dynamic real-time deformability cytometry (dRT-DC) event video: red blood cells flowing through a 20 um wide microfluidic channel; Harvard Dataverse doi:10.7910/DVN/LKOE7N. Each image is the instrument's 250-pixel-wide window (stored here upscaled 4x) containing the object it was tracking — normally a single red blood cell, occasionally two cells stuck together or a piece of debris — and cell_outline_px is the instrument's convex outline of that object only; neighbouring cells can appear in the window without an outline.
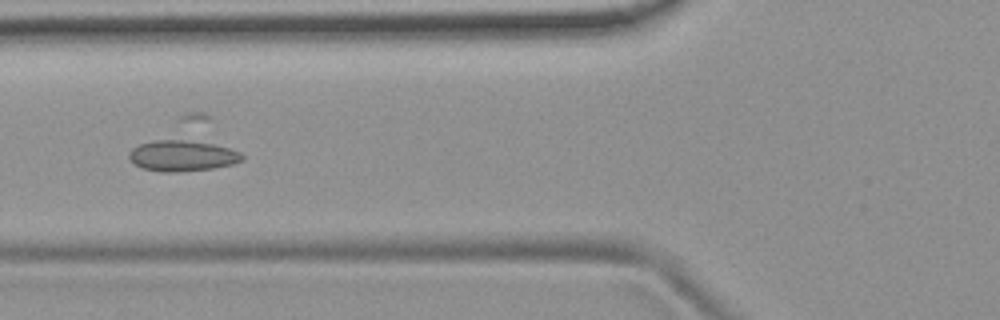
{"species": "common noctule bat (a hibernating species)", "species_latin": "Nyctalus noctula", "temperature_condition": "room temperature", "stored_images_in_passage": 11, "camera_frame_rate_fps": 3000, "um_per_image_px": 0.085, "animal": {"sex": "female", "body_mass_g": 19.9}, "frame": {"image": 1, "passage_image": 6, "time_ms": 7.0, "image_size_px": [1000, 320], "cell_outline_px": [[244, 160], [232, 164], [212, 168], [180, 172], [160, 172], [144, 168], [136, 164], [128, 156], [128, 152], [132, 148], [140, 144], [156, 140], [184, 140], [212, 144], [228, 148], [240, 152], [244, 156]], "centroid_in_image_um": [15.49, 13.25], "position_along_channel_um": 110.3, "area_um2": 20.11}}
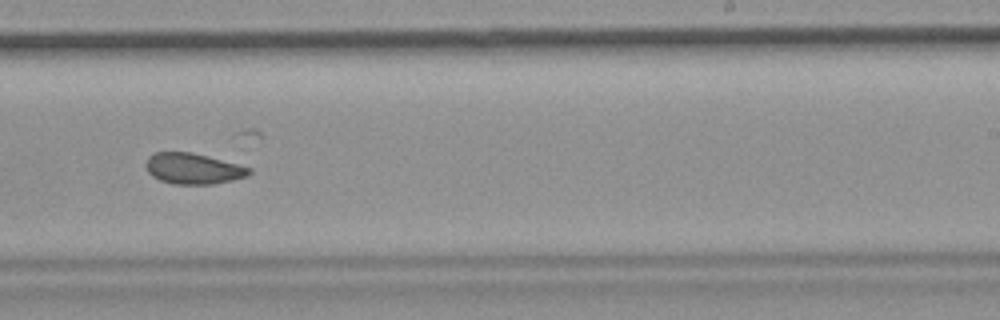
{"frame": {"image": 2, "passage_image": 10, "time_ms": 11.333, "image_size_px": [1000, 320], "cell_outline_px": [[252, 172], [248, 176], [232, 180], [212, 184], [172, 184], [160, 180], [152, 176], [148, 172], [144, 164], [148, 156], [156, 152], [192, 152], [252, 168]], "centroid_in_image_um": [16.4, 14.33], "position_along_channel_um": 272.6, "area_um2": 18.61}}
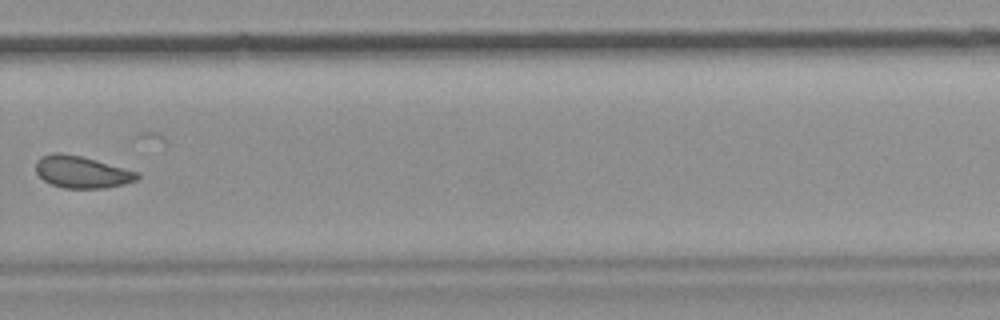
{"frame": {"image": 3, "passage_image": 11, "time_ms": 12.667, "image_size_px": [1000, 320], "cell_outline_px": [[140, 176], [136, 180], [124, 184], [108, 188], [64, 188], [52, 184], [44, 180], [36, 172], [36, 160], [40, 156], [52, 152], [60, 152], [80, 156], [140, 172]], "centroid_in_image_um": [6.95, 14.61], "position_along_channel_um": 322.9, "area_um2": 18.96}}